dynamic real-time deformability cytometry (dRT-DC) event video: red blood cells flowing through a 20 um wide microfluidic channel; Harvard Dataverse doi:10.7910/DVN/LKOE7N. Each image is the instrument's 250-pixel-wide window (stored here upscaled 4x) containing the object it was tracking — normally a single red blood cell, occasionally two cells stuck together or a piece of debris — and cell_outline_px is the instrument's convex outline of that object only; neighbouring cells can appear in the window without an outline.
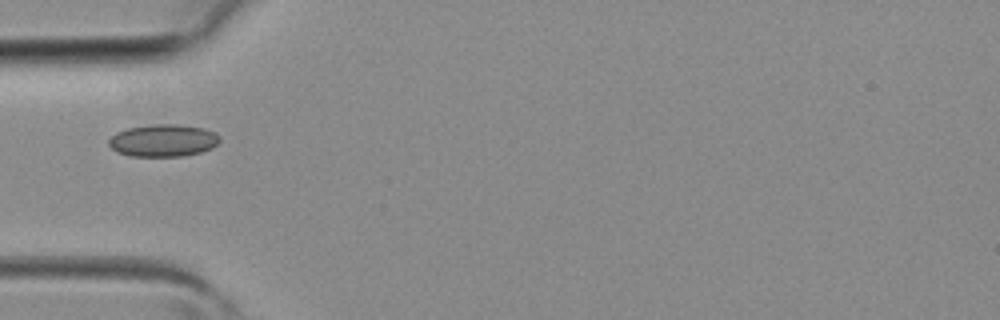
{"species": "common noctule bat (a hibernating species)", "species_latin": "Nyctalus noctula", "temperature_condition": "room temperature", "stored_images_in_passage": 1, "camera_frame_rate_fps": 3000, "um_per_image_px": 0.085, "animal": {"sex": "female", "body_mass_g": 19.3, "forearm_length_mm": 54.1}, "frame": {"image": 1, "passage_image": 1, "time_ms": 0.0, "image_size_px": [1000, 320], "cell_outline_px": [[220, 140], [212, 148], [200, 152], [180, 156], [132, 156], [116, 152], [108, 144], [108, 140], [116, 132], [128, 128], [152, 124], [180, 124], [204, 128], [220, 136]], "centroid_in_image_um": [13.85, 11.93], "position_along_channel_um": 71.1, "area_um2": 20.87}}